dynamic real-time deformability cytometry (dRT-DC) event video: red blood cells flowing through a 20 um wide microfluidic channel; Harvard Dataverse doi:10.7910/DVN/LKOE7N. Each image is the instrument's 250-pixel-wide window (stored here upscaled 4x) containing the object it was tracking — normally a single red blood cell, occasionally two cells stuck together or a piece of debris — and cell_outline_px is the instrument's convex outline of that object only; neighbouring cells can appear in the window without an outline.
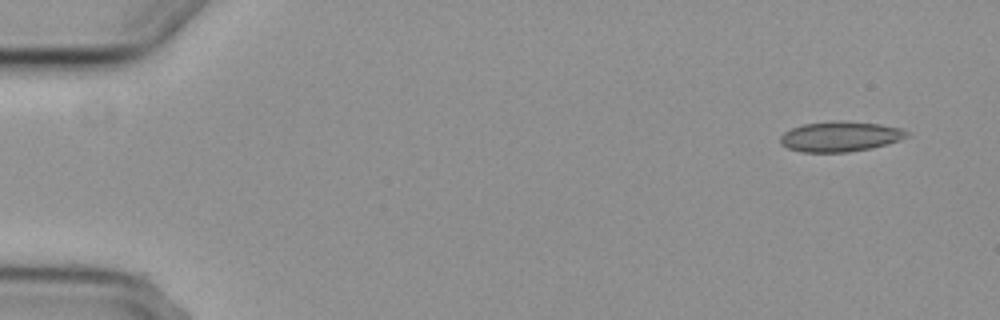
{"species": "common noctule bat (a hibernating species)", "species_latin": "Nyctalus noctula", "temperature_condition": "cold", "stored_images_in_passage": 3, "camera_frame_rate_fps": 3000, "um_per_image_px": 0.085, "animal": {"sex": "female", "body_mass_g": 29.2, "forearm_length_mm": 56.3}, "frame": {"image": 1, "passage_image": 1, "time_ms": 0.0, "image_size_px": [1000, 320], "cell_outline_px": [[912, 136], [888, 144], [872, 148], [848, 152], [800, 152], [788, 148], [780, 144], [780, 136], [784, 132], [792, 128], [804, 124], [880, 124], [900, 128], [908, 132]], "centroid_in_image_um": [71.43, 11.67], "position_along_channel_um": 13.6, "area_um2": 21.33}}